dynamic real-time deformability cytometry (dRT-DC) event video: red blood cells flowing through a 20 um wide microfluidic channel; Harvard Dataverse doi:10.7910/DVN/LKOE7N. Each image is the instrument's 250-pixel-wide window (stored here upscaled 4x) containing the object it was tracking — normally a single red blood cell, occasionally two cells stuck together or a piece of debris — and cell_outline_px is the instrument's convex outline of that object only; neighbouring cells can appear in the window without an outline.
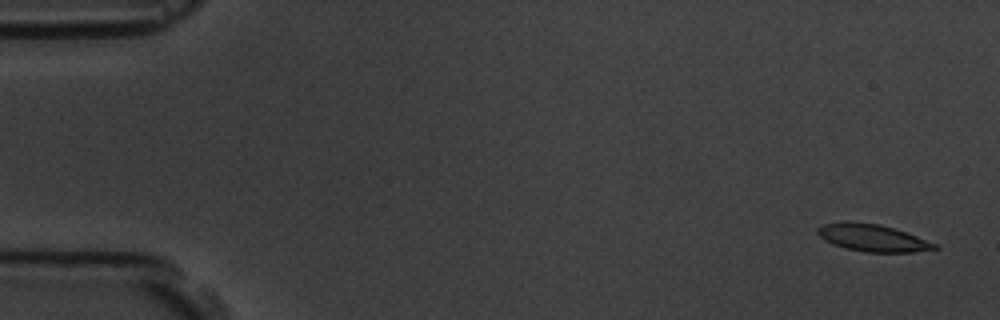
{"species": "common noctule bat (a hibernating species)", "species_latin": "Nyctalus noctula", "temperature_condition": "room temperature", "stored_images_in_passage": 5, "camera_frame_rate_fps": 3000, "um_per_image_px": 0.085, "animal": {"sex": "male", "body_mass_g": 19.5, "forearm_length_mm": 54.6}, "frame": {"image": 1, "passage_image": 1, "time_ms": 0.0, "image_size_px": [1000, 320], "cell_outline_px": [[940, 248], [912, 252], [864, 252], [844, 248], [832, 244], [824, 240], [816, 232], [816, 228], [824, 224], [880, 224], [916, 236], [936, 244]], "centroid_in_image_um": [74.18, 20.27], "position_along_channel_um": 10.8, "area_um2": 17.74}}
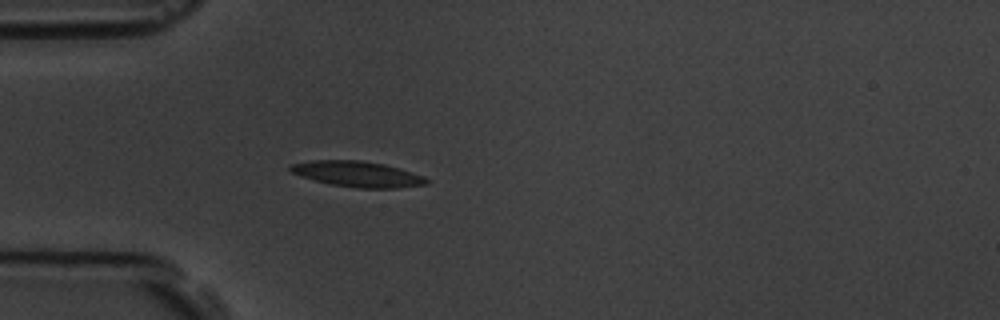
{"frame": {"image": 2, "passage_image": 5, "time_ms": 4.667, "image_size_px": [1000, 320], "cell_outline_px": [[428, 184], [396, 188], [356, 188], [332, 184], [300, 176], [292, 172], [288, 168], [292, 164], [312, 160], [360, 160], [384, 164], [400, 168], [424, 176], [428, 180]], "centroid_in_image_um": [30.41, 14.79], "position_along_channel_um": 54.6, "area_um2": 20.23}}